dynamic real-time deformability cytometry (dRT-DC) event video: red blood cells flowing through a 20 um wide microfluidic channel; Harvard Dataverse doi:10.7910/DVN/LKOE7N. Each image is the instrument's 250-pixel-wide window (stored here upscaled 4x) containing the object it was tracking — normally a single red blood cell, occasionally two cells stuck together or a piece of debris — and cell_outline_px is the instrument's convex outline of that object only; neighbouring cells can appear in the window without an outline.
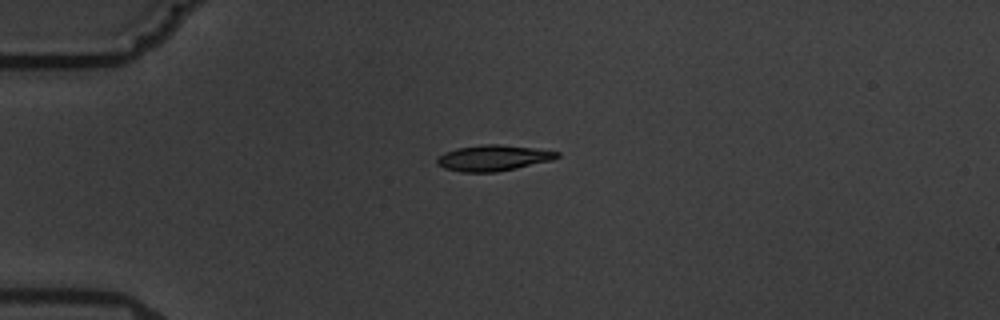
{"species": "common noctule bat (a hibernating species)", "species_latin": "Nyctalus noctula", "temperature_condition": "warm", "stored_images_in_passage": 2, "camera_frame_rate_fps": 3000, "um_per_image_px": 0.085, "animal": {"sex": "male", "body_mass_g": 19.5, "forearm_length_mm": 54.6}, "frame": {"image": 1, "passage_image": 1, "time_ms": 0.0, "image_size_px": [1000, 320], "cell_outline_px": [[560, 156], [552, 160], [516, 168], [496, 172], [460, 172], [444, 168], [436, 164], [436, 160], [444, 152], [456, 148], [484, 144], [500, 144], [532, 148], [560, 152]], "centroid_in_image_um": [41.9, 13.43], "position_along_channel_um": 43.1, "area_um2": 18.03}}